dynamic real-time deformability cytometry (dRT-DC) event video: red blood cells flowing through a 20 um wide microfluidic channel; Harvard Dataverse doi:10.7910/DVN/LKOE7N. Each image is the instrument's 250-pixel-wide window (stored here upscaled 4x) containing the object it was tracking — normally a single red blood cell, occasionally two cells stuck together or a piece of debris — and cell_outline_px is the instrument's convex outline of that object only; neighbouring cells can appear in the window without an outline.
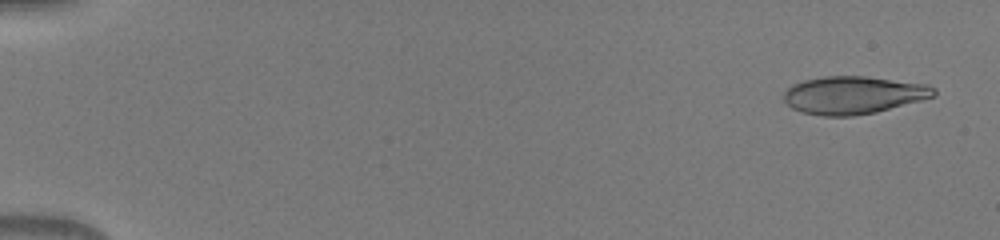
{"species": "human", "species_latin": "Homo sapiens", "temperature_condition": "warm", "stored_images_in_passage": 50, "camera_frame_rate_fps": 3000, "um_per_image_px": 0.085, "donor": {"sex": "male"}, "frame": {"image": 1, "passage_image": 3, "time_ms": 0.667, "image_size_px": [1000, 240], "cell_outline_px": [[936, 96], [876, 112], [852, 116], [824, 116], [800, 112], [792, 108], [784, 100], [784, 92], [792, 84], [804, 80], [824, 76], [864, 76], [928, 84], [936, 88]], "centroid_in_image_um": [72.54, 8.08], "position_along_channel_um": 12.5, "area_um2": 33.06}}
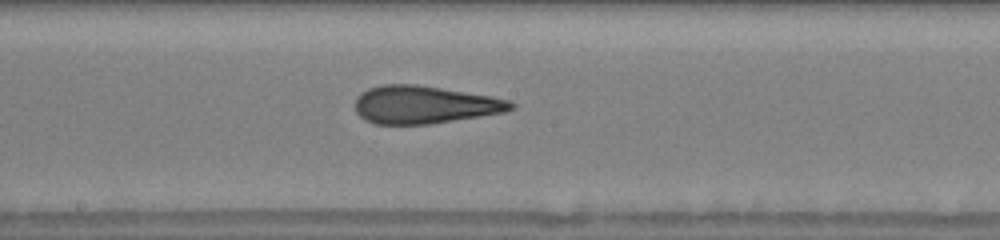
{"frame": {"image": 2, "passage_image": 29, "time_ms": 9.333, "image_size_px": [1000, 240], "cell_outline_px": [[516, 108], [504, 112], [428, 124], [376, 124], [364, 120], [356, 112], [356, 96], [360, 92], [368, 88], [384, 84], [416, 84], [492, 96], [508, 100], [516, 104]], "centroid_in_image_um": [36.05, 8.89], "position_along_channel_um": 212.1, "area_um2": 34.28}}
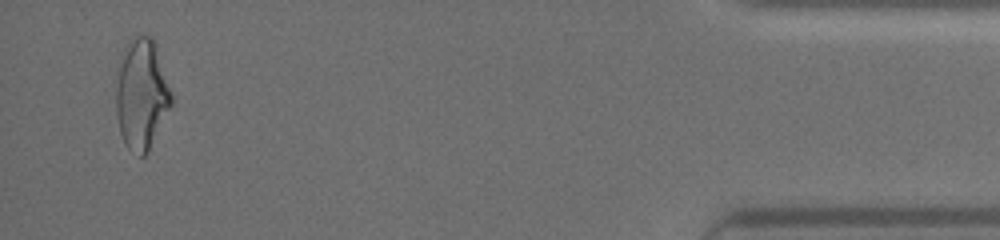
{"frame": {"image": 3, "passage_image": 49, "time_ms": 16.0, "image_size_px": [1000, 240], "cell_outline_px": [[172, 104], [148, 152], [144, 156], [140, 156], [128, 148], [124, 144], [120, 132], [116, 112], [116, 72], [124, 48], [128, 40], [132, 36], [152, 36], [156, 44], [172, 96]], "centroid_in_image_um": [12.01, 7.99], "position_along_channel_um": 423.2, "area_um2": 35.78}}